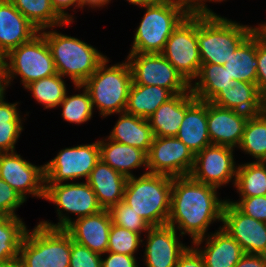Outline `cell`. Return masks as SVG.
Masks as SVG:
<instances>
[{
	"instance_id": "6da1fadb",
	"label": "cell",
	"mask_w": 266,
	"mask_h": 267,
	"mask_svg": "<svg viewBox=\"0 0 266 267\" xmlns=\"http://www.w3.org/2000/svg\"><path fill=\"white\" fill-rule=\"evenodd\" d=\"M216 187L189 176L172 177L170 214L167 225L188 234L192 243L207 236L210 224L222 222L226 200H220Z\"/></svg>"
},
{
	"instance_id": "7a4b0ae2",
	"label": "cell",
	"mask_w": 266,
	"mask_h": 267,
	"mask_svg": "<svg viewBox=\"0 0 266 267\" xmlns=\"http://www.w3.org/2000/svg\"><path fill=\"white\" fill-rule=\"evenodd\" d=\"M258 28L220 15L197 14V40L201 63L224 65L232 53Z\"/></svg>"
},
{
	"instance_id": "3957f363",
	"label": "cell",
	"mask_w": 266,
	"mask_h": 267,
	"mask_svg": "<svg viewBox=\"0 0 266 267\" xmlns=\"http://www.w3.org/2000/svg\"><path fill=\"white\" fill-rule=\"evenodd\" d=\"M172 177L143 173L127 179L123 201L151 227L167 225L170 214Z\"/></svg>"
},
{
	"instance_id": "277c9868",
	"label": "cell",
	"mask_w": 266,
	"mask_h": 267,
	"mask_svg": "<svg viewBox=\"0 0 266 267\" xmlns=\"http://www.w3.org/2000/svg\"><path fill=\"white\" fill-rule=\"evenodd\" d=\"M52 31H40L49 46L55 68L74 85H82L107 58L93 46L78 38Z\"/></svg>"
},
{
	"instance_id": "5b68a950",
	"label": "cell",
	"mask_w": 266,
	"mask_h": 267,
	"mask_svg": "<svg viewBox=\"0 0 266 267\" xmlns=\"http://www.w3.org/2000/svg\"><path fill=\"white\" fill-rule=\"evenodd\" d=\"M106 58L82 84L89 92L93 107L102 117L125 112L132 72L128 61L107 66Z\"/></svg>"
},
{
	"instance_id": "8992f818",
	"label": "cell",
	"mask_w": 266,
	"mask_h": 267,
	"mask_svg": "<svg viewBox=\"0 0 266 267\" xmlns=\"http://www.w3.org/2000/svg\"><path fill=\"white\" fill-rule=\"evenodd\" d=\"M140 7L146 12L136 29L130 53H162L171 33L190 14L185 0Z\"/></svg>"
},
{
	"instance_id": "52a82bcc",
	"label": "cell",
	"mask_w": 266,
	"mask_h": 267,
	"mask_svg": "<svg viewBox=\"0 0 266 267\" xmlns=\"http://www.w3.org/2000/svg\"><path fill=\"white\" fill-rule=\"evenodd\" d=\"M31 231V232H30ZM71 236L64 229L38 225L27 230L19 250L22 267H69Z\"/></svg>"
},
{
	"instance_id": "ba28073f",
	"label": "cell",
	"mask_w": 266,
	"mask_h": 267,
	"mask_svg": "<svg viewBox=\"0 0 266 267\" xmlns=\"http://www.w3.org/2000/svg\"><path fill=\"white\" fill-rule=\"evenodd\" d=\"M4 69L7 87L16 75L21 77L25 88L31 82L57 74L49 46L41 32L4 56Z\"/></svg>"
},
{
	"instance_id": "9c48e42d",
	"label": "cell",
	"mask_w": 266,
	"mask_h": 267,
	"mask_svg": "<svg viewBox=\"0 0 266 267\" xmlns=\"http://www.w3.org/2000/svg\"><path fill=\"white\" fill-rule=\"evenodd\" d=\"M44 200L57 206L59 222L40 221L39 224L48 228L64 229L72 218L63 213H74L76 218L89 216L103 210L97 196L87 183H45Z\"/></svg>"
},
{
	"instance_id": "30bf717a",
	"label": "cell",
	"mask_w": 266,
	"mask_h": 267,
	"mask_svg": "<svg viewBox=\"0 0 266 267\" xmlns=\"http://www.w3.org/2000/svg\"><path fill=\"white\" fill-rule=\"evenodd\" d=\"M161 54L191 84L202 64L197 40V14H189L178 25Z\"/></svg>"
},
{
	"instance_id": "8fae6325",
	"label": "cell",
	"mask_w": 266,
	"mask_h": 267,
	"mask_svg": "<svg viewBox=\"0 0 266 267\" xmlns=\"http://www.w3.org/2000/svg\"><path fill=\"white\" fill-rule=\"evenodd\" d=\"M127 61L134 84L161 86L173 95L190 90V84L161 53H129Z\"/></svg>"
},
{
	"instance_id": "7c38bea8",
	"label": "cell",
	"mask_w": 266,
	"mask_h": 267,
	"mask_svg": "<svg viewBox=\"0 0 266 267\" xmlns=\"http://www.w3.org/2000/svg\"><path fill=\"white\" fill-rule=\"evenodd\" d=\"M99 160V141L62 149L54 159L44 164L45 183H61L80 178L87 181Z\"/></svg>"
},
{
	"instance_id": "4fadbf2b",
	"label": "cell",
	"mask_w": 266,
	"mask_h": 267,
	"mask_svg": "<svg viewBox=\"0 0 266 267\" xmlns=\"http://www.w3.org/2000/svg\"><path fill=\"white\" fill-rule=\"evenodd\" d=\"M195 155L176 136L154 137L147 153L148 173L171 177L189 176Z\"/></svg>"
},
{
	"instance_id": "5bb4252c",
	"label": "cell",
	"mask_w": 266,
	"mask_h": 267,
	"mask_svg": "<svg viewBox=\"0 0 266 267\" xmlns=\"http://www.w3.org/2000/svg\"><path fill=\"white\" fill-rule=\"evenodd\" d=\"M225 145L211 144L195 155L190 176L203 184L219 188L233 181L237 174L233 150ZM234 178V179H233Z\"/></svg>"
},
{
	"instance_id": "9a60e30c",
	"label": "cell",
	"mask_w": 266,
	"mask_h": 267,
	"mask_svg": "<svg viewBox=\"0 0 266 267\" xmlns=\"http://www.w3.org/2000/svg\"><path fill=\"white\" fill-rule=\"evenodd\" d=\"M0 178L26 201L27 195L45 197L44 165L36 166L17 152L0 153Z\"/></svg>"
},
{
	"instance_id": "2e32d148",
	"label": "cell",
	"mask_w": 266,
	"mask_h": 267,
	"mask_svg": "<svg viewBox=\"0 0 266 267\" xmlns=\"http://www.w3.org/2000/svg\"><path fill=\"white\" fill-rule=\"evenodd\" d=\"M222 228L242 247L245 254L266 256V223L242 213L226 199Z\"/></svg>"
},
{
	"instance_id": "e0dca14e",
	"label": "cell",
	"mask_w": 266,
	"mask_h": 267,
	"mask_svg": "<svg viewBox=\"0 0 266 267\" xmlns=\"http://www.w3.org/2000/svg\"><path fill=\"white\" fill-rule=\"evenodd\" d=\"M249 116L207 102V129L211 144L238 147Z\"/></svg>"
},
{
	"instance_id": "ac0fdd59",
	"label": "cell",
	"mask_w": 266,
	"mask_h": 267,
	"mask_svg": "<svg viewBox=\"0 0 266 267\" xmlns=\"http://www.w3.org/2000/svg\"><path fill=\"white\" fill-rule=\"evenodd\" d=\"M144 252L146 267H176L179 256L187 249L177 236V230L164 225L151 227Z\"/></svg>"
},
{
	"instance_id": "d6986e66",
	"label": "cell",
	"mask_w": 266,
	"mask_h": 267,
	"mask_svg": "<svg viewBox=\"0 0 266 267\" xmlns=\"http://www.w3.org/2000/svg\"><path fill=\"white\" fill-rule=\"evenodd\" d=\"M112 223L110 211L103 209L98 213L73 219L64 230L73 241L104 255L107 252Z\"/></svg>"
},
{
	"instance_id": "ffe728a7",
	"label": "cell",
	"mask_w": 266,
	"mask_h": 267,
	"mask_svg": "<svg viewBox=\"0 0 266 267\" xmlns=\"http://www.w3.org/2000/svg\"><path fill=\"white\" fill-rule=\"evenodd\" d=\"M176 137L194 155L211 145L207 129V102L197 100L190 90L185 92V116Z\"/></svg>"
},
{
	"instance_id": "44dd1931",
	"label": "cell",
	"mask_w": 266,
	"mask_h": 267,
	"mask_svg": "<svg viewBox=\"0 0 266 267\" xmlns=\"http://www.w3.org/2000/svg\"><path fill=\"white\" fill-rule=\"evenodd\" d=\"M207 237L197 239L192 244L202 255L205 267H235L245 255L239 243L221 226ZM206 239V240H205ZM204 249L199 246L204 242Z\"/></svg>"
},
{
	"instance_id": "7402d4cb",
	"label": "cell",
	"mask_w": 266,
	"mask_h": 267,
	"mask_svg": "<svg viewBox=\"0 0 266 267\" xmlns=\"http://www.w3.org/2000/svg\"><path fill=\"white\" fill-rule=\"evenodd\" d=\"M39 32L10 0H0V53L3 56Z\"/></svg>"
},
{
	"instance_id": "603a6c76",
	"label": "cell",
	"mask_w": 266,
	"mask_h": 267,
	"mask_svg": "<svg viewBox=\"0 0 266 267\" xmlns=\"http://www.w3.org/2000/svg\"><path fill=\"white\" fill-rule=\"evenodd\" d=\"M127 179L100 159L92 169L87 183L96 194L101 207L110 210L123 200Z\"/></svg>"
},
{
	"instance_id": "cb8c5ba5",
	"label": "cell",
	"mask_w": 266,
	"mask_h": 267,
	"mask_svg": "<svg viewBox=\"0 0 266 267\" xmlns=\"http://www.w3.org/2000/svg\"><path fill=\"white\" fill-rule=\"evenodd\" d=\"M210 102L249 115L264 112L266 106V99L260 94L257 84L244 81H239L233 88L220 90Z\"/></svg>"
},
{
	"instance_id": "d4e9b609",
	"label": "cell",
	"mask_w": 266,
	"mask_h": 267,
	"mask_svg": "<svg viewBox=\"0 0 266 267\" xmlns=\"http://www.w3.org/2000/svg\"><path fill=\"white\" fill-rule=\"evenodd\" d=\"M100 139V159L125 177H133V169L147 168V153L137 147L110 139Z\"/></svg>"
},
{
	"instance_id": "484cf974",
	"label": "cell",
	"mask_w": 266,
	"mask_h": 267,
	"mask_svg": "<svg viewBox=\"0 0 266 267\" xmlns=\"http://www.w3.org/2000/svg\"><path fill=\"white\" fill-rule=\"evenodd\" d=\"M107 138L121 144L137 147L148 153L154 135L148 119L121 112Z\"/></svg>"
},
{
	"instance_id": "4316f807",
	"label": "cell",
	"mask_w": 266,
	"mask_h": 267,
	"mask_svg": "<svg viewBox=\"0 0 266 267\" xmlns=\"http://www.w3.org/2000/svg\"><path fill=\"white\" fill-rule=\"evenodd\" d=\"M196 79L199 80L190 84V91L197 100L205 102H210L220 90L233 88L239 82L230 77L224 65L213 63L201 64Z\"/></svg>"
},
{
	"instance_id": "83f0119b",
	"label": "cell",
	"mask_w": 266,
	"mask_h": 267,
	"mask_svg": "<svg viewBox=\"0 0 266 267\" xmlns=\"http://www.w3.org/2000/svg\"><path fill=\"white\" fill-rule=\"evenodd\" d=\"M185 116V93L173 95L148 118L154 137L176 136Z\"/></svg>"
},
{
	"instance_id": "f1b7e54d",
	"label": "cell",
	"mask_w": 266,
	"mask_h": 267,
	"mask_svg": "<svg viewBox=\"0 0 266 267\" xmlns=\"http://www.w3.org/2000/svg\"><path fill=\"white\" fill-rule=\"evenodd\" d=\"M173 94L156 85H140L132 82L129 89L125 112L148 119L155 110L170 99Z\"/></svg>"
},
{
	"instance_id": "f546056e",
	"label": "cell",
	"mask_w": 266,
	"mask_h": 267,
	"mask_svg": "<svg viewBox=\"0 0 266 267\" xmlns=\"http://www.w3.org/2000/svg\"><path fill=\"white\" fill-rule=\"evenodd\" d=\"M224 67L234 80L257 84L256 30L231 54Z\"/></svg>"
},
{
	"instance_id": "4dcf8cb0",
	"label": "cell",
	"mask_w": 266,
	"mask_h": 267,
	"mask_svg": "<svg viewBox=\"0 0 266 267\" xmlns=\"http://www.w3.org/2000/svg\"><path fill=\"white\" fill-rule=\"evenodd\" d=\"M28 21L39 31L61 27L66 22L52 7L51 0H10Z\"/></svg>"
},
{
	"instance_id": "1f68e13d",
	"label": "cell",
	"mask_w": 266,
	"mask_h": 267,
	"mask_svg": "<svg viewBox=\"0 0 266 267\" xmlns=\"http://www.w3.org/2000/svg\"><path fill=\"white\" fill-rule=\"evenodd\" d=\"M27 226L18 216H0V263L19 259Z\"/></svg>"
},
{
	"instance_id": "d6a6232c",
	"label": "cell",
	"mask_w": 266,
	"mask_h": 267,
	"mask_svg": "<svg viewBox=\"0 0 266 267\" xmlns=\"http://www.w3.org/2000/svg\"><path fill=\"white\" fill-rule=\"evenodd\" d=\"M234 187L239 197L266 195V163L254 161L238 165Z\"/></svg>"
},
{
	"instance_id": "836d02e7",
	"label": "cell",
	"mask_w": 266,
	"mask_h": 267,
	"mask_svg": "<svg viewBox=\"0 0 266 267\" xmlns=\"http://www.w3.org/2000/svg\"><path fill=\"white\" fill-rule=\"evenodd\" d=\"M238 148L256 161L266 160V111L249 116Z\"/></svg>"
},
{
	"instance_id": "e575fe53",
	"label": "cell",
	"mask_w": 266,
	"mask_h": 267,
	"mask_svg": "<svg viewBox=\"0 0 266 267\" xmlns=\"http://www.w3.org/2000/svg\"><path fill=\"white\" fill-rule=\"evenodd\" d=\"M0 99V153L15 152V144L23 130L21 115L16 103Z\"/></svg>"
},
{
	"instance_id": "d590c367",
	"label": "cell",
	"mask_w": 266,
	"mask_h": 267,
	"mask_svg": "<svg viewBox=\"0 0 266 267\" xmlns=\"http://www.w3.org/2000/svg\"><path fill=\"white\" fill-rule=\"evenodd\" d=\"M25 89L32 92L38 103H41L45 109H52L60 106L67 93L66 84L60 74L31 82Z\"/></svg>"
},
{
	"instance_id": "8d00e7d4",
	"label": "cell",
	"mask_w": 266,
	"mask_h": 267,
	"mask_svg": "<svg viewBox=\"0 0 266 267\" xmlns=\"http://www.w3.org/2000/svg\"><path fill=\"white\" fill-rule=\"evenodd\" d=\"M75 89L83 88V92L76 95H65L60 103L63 108L61 116L70 123L82 124L92 118L93 105L88 90L83 85H74Z\"/></svg>"
},
{
	"instance_id": "74e56055",
	"label": "cell",
	"mask_w": 266,
	"mask_h": 267,
	"mask_svg": "<svg viewBox=\"0 0 266 267\" xmlns=\"http://www.w3.org/2000/svg\"><path fill=\"white\" fill-rule=\"evenodd\" d=\"M140 243H143L140 234L112 223L107 252L135 256Z\"/></svg>"
},
{
	"instance_id": "f35d334b",
	"label": "cell",
	"mask_w": 266,
	"mask_h": 267,
	"mask_svg": "<svg viewBox=\"0 0 266 267\" xmlns=\"http://www.w3.org/2000/svg\"><path fill=\"white\" fill-rule=\"evenodd\" d=\"M112 222L130 231L147 233L151 226L140 217L133 208H131L123 200L114 205L110 210Z\"/></svg>"
},
{
	"instance_id": "ab89813d",
	"label": "cell",
	"mask_w": 266,
	"mask_h": 267,
	"mask_svg": "<svg viewBox=\"0 0 266 267\" xmlns=\"http://www.w3.org/2000/svg\"><path fill=\"white\" fill-rule=\"evenodd\" d=\"M102 255L91 251L71 238V254L69 267H102Z\"/></svg>"
},
{
	"instance_id": "60d3db41",
	"label": "cell",
	"mask_w": 266,
	"mask_h": 267,
	"mask_svg": "<svg viewBox=\"0 0 266 267\" xmlns=\"http://www.w3.org/2000/svg\"><path fill=\"white\" fill-rule=\"evenodd\" d=\"M24 202L21 195L0 178V216H18L15 211Z\"/></svg>"
},
{
	"instance_id": "b9f144b4",
	"label": "cell",
	"mask_w": 266,
	"mask_h": 267,
	"mask_svg": "<svg viewBox=\"0 0 266 267\" xmlns=\"http://www.w3.org/2000/svg\"><path fill=\"white\" fill-rule=\"evenodd\" d=\"M241 199L233 203L242 213L258 221L266 223V195L254 197H240Z\"/></svg>"
},
{
	"instance_id": "7bdbcfd3",
	"label": "cell",
	"mask_w": 266,
	"mask_h": 267,
	"mask_svg": "<svg viewBox=\"0 0 266 267\" xmlns=\"http://www.w3.org/2000/svg\"><path fill=\"white\" fill-rule=\"evenodd\" d=\"M256 58L257 67V86L260 94L266 99V35L256 29Z\"/></svg>"
},
{
	"instance_id": "ee69618b",
	"label": "cell",
	"mask_w": 266,
	"mask_h": 267,
	"mask_svg": "<svg viewBox=\"0 0 266 267\" xmlns=\"http://www.w3.org/2000/svg\"><path fill=\"white\" fill-rule=\"evenodd\" d=\"M107 257L101 258L102 267H138L135 256L106 252Z\"/></svg>"
},
{
	"instance_id": "f6af8a7d",
	"label": "cell",
	"mask_w": 266,
	"mask_h": 267,
	"mask_svg": "<svg viewBox=\"0 0 266 267\" xmlns=\"http://www.w3.org/2000/svg\"><path fill=\"white\" fill-rule=\"evenodd\" d=\"M176 267H205V263L195 246H188L179 256Z\"/></svg>"
},
{
	"instance_id": "bcb514c9",
	"label": "cell",
	"mask_w": 266,
	"mask_h": 267,
	"mask_svg": "<svg viewBox=\"0 0 266 267\" xmlns=\"http://www.w3.org/2000/svg\"><path fill=\"white\" fill-rule=\"evenodd\" d=\"M52 7L55 11L66 21V22H73V16L66 12L65 9L70 8L72 5L75 8L80 7L81 3L80 0H51Z\"/></svg>"
},
{
	"instance_id": "7dc6e473",
	"label": "cell",
	"mask_w": 266,
	"mask_h": 267,
	"mask_svg": "<svg viewBox=\"0 0 266 267\" xmlns=\"http://www.w3.org/2000/svg\"><path fill=\"white\" fill-rule=\"evenodd\" d=\"M207 1L221 2L223 0H185V4L190 14H214L205 4Z\"/></svg>"
},
{
	"instance_id": "c3c4849f",
	"label": "cell",
	"mask_w": 266,
	"mask_h": 267,
	"mask_svg": "<svg viewBox=\"0 0 266 267\" xmlns=\"http://www.w3.org/2000/svg\"><path fill=\"white\" fill-rule=\"evenodd\" d=\"M235 267H266V256L245 254Z\"/></svg>"
},
{
	"instance_id": "681fc988",
	"label": "cell",
	"mask_w": 266,
	"mask_h": 267,
	"mask_svg": "<svg viewBox=\"0 0 266 267\" xmlns=\"http://www.w3.org/2000/svg\"><path fill=\"white\" fill-rule=\"evenodd\" d=\"M111 0H80L81 8L84 6H89L91 8L103 7L108 5Z\"/></svg>"
},
{
	"instance_id": "f907efd6",
	"label": "cell",
	"mask_w": 266,
	"mask_h": 267,
	"mask_svg": "<svg viewBox=\"0 0 266 267\" xmlns=\"http://www.w3.org/2000/svg\"><path fill=\"white\" fill-rule=\"evenodd\" d=\"M7 83L5 76V69H0V99L5 95Z\"/></svg>"
},
{
	"instance_id": "816d5d0a",
	"label": "cell",
	"mask_w": 266,
	"mask_h": 267,
	"mask_svg": "<svg viewBox=\"0 0 266 267\" xmlns=\"http://www.w3.org/2000/svg\"><path fill=\"white\" fill-rule=\"evenodd\" d=\"M175 0H143V6L145 5H159L174 2Z\"/></svg>"
},
{
	"instance_id": "f5cc1de1",
	"label": "cell",
	"mask_w": 266,
	"mask_h": 267,
	"mask_svg": "<svg viewBox=\"0 0 266 267\" xmlns=\"http://www.w3.org/2000/svg\"><path fill=\"white\" fill-rule=\"evenodd\" d=\"M0 267H22V264L19 259H16L7 263H0Z\"/></svg>"
},
{
	"instance_id": "db71d44e",
	"label": "cell",
	"mask_w": 266,
	"mask_h": 267,
	"mask_svg": "<svg viewBox=\"0 0 266 267\" xmlns=\"http://www.w3.org/2000/svg\"><path fill=\"white\" fill-rule=\"evenodd\" d=\"M132 5L143 6V0H127Z\"/></svg>"
},
{
	"instance_id": "11a10c76",
	"label": "cell",
	"mask_w": 266,
	"mask_h": 267,
	"mask_svg": "<svg viewBox=\"0 0 266 267\" xmlns=\"http://www.w3.org/2000/svg\"><path fill=\"white\" fill-rule=\"evenodd\" d=\"M258 26V28L266 35V23L259 24Z\"/></svg>"
},
{
	"instance_id": "9f6ffc18",
	"label": "cell",
	"mask_w": 266,
	"mask_h": 267,
	"mask_svg": "<svg viewBox=\"0 0 266 267\" xmlns=\"http://www.w3.org/2000/svg\"><path fill=\"white\" fill-rule=\"evenodd\" d=\"M0 69H4V56L0 53Z\"/></svg>"
}]
</instances>
